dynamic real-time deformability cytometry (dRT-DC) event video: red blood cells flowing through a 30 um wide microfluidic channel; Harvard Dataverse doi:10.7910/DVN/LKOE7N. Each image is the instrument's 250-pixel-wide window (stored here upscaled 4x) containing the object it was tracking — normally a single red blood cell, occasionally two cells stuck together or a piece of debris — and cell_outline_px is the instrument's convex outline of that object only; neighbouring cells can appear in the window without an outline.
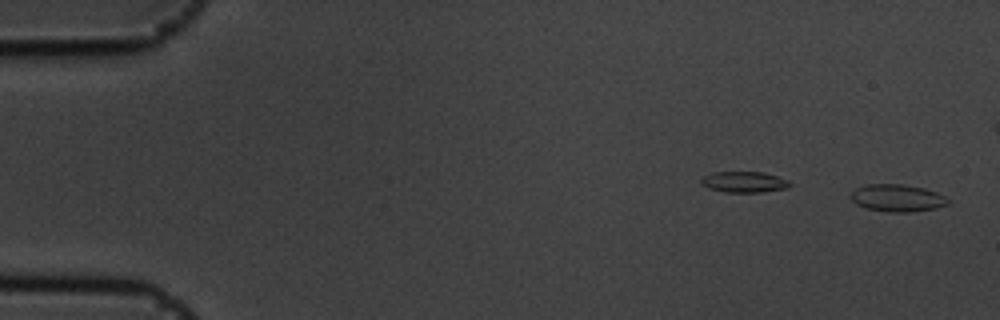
{"species": "common noctule bat (a hibernating species)", "species_latin": "Nyctalus noctula", "temperature_condition": "cold", "stored_images_in_passage": 48, "camera_frame_rate_fps": 3000, "um_per_image_px": 0.085, "animal": {"sex": "male", "body_mass_g": 19.5, "forearm_length_mm": 54.6}, "frame": {"image": 1, "passage_image": 1, "time_ms": 0.0, "image_size_px": [1000, 320], "cell_outline_px": [[948, 204], [936, 208], [912, 212], [888, 212], [864, 208], [856, 204], [848, 196], [856, 188], [864, 184], [904, 184], [924, 188], [936, 192], [944, 196], [948, 200]], "centroid_in_image_um": [76.22, 16.83], "position_along_channel_um": 8.8, "area_um2": 15.61}}
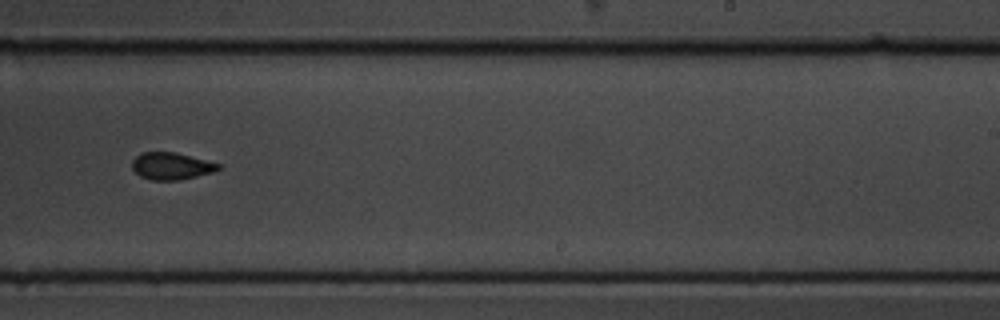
{"frame": {"image": 2, "passage_image": 34, "time_ms": 11.0, "image_size_px": [1000, 320], "cell_outline_px": [[220, 168], [212, 172], [180, 180], [152, 180], [140, 176], [132, 168], [132, 160], [140, 152], [176, 152], [220, 164]], "centroid_in_image_um": [14.53, 14.11], "position_along_channel_um": 274.5, "area_um2": 13.53}}
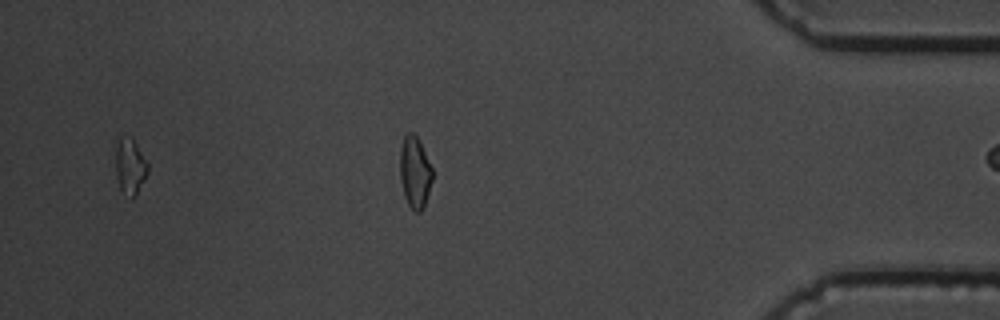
{"frame": {"image": 3, "passage_image": 47, "time_ms": 15.333, "image_size_px": [1000, 320], "cell_outline_px": [[148, 172], [144, 180], [132, 200], [120, 192], [116, 176], [116, 148], [120, 136], [132, 136], [148, 164]], "centroid_in_image_um": [11.04, 14.16], "position_along_channel_um": 424.2, "area_um2": 10.64}}